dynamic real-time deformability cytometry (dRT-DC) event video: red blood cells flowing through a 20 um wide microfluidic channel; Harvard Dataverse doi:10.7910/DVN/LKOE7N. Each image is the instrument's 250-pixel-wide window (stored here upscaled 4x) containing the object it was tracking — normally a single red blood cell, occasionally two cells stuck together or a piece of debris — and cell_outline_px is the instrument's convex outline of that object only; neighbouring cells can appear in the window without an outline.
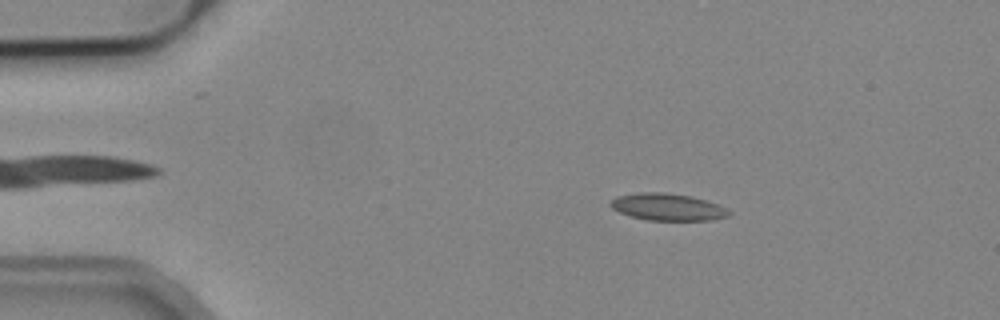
{"species": "common noctule bat (a hibernating species)", "species_latin": "Nyctalus noctula", "temperature_condition": "cold", "stored_images_in_passage": 53, "camera_frame_rate_fps": 3000, "um_per_image_px": 0.085, "animal": {"sex": "male", "body_mass_g": 19.2, "forearm_length_mm": 51.8}, "frame": {"image": 1, "passage_image": 9, "time_ms": 2.667, "image_size_px": [1000, 320], "cell_outline_px": [[732, 212], [728, 216], [712, 220], [648, 220], [632, 216], [620, 212], [612, 208], [608, 204], [616, 196], [640, 192], [664, 192], [692, 196], [716, 204]], "centroid_in_image_um": [56.72, 17.59], "position_along_channel_um": 28.3, "area_um2": 18.5}}
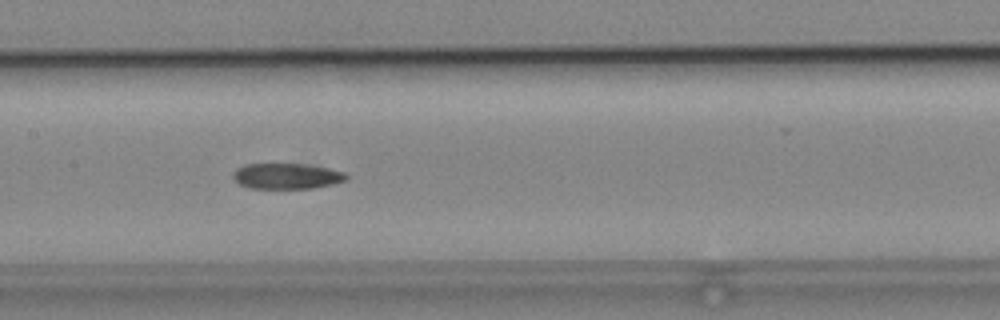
{"frame": {"image": 2, "passage_image": 26, "time_ms": 8.333, "image_size_px": [1000, 320], "cell_outline_px": [[348, 176], [344, 180], [332, 184], [312, 188], [248, 188], [240, 184], [232, 176], [232, 172], [236, 168], [244, 164], [304, 164], [328, 168], [344, 172]], "centroid_in_image_um": [24.32, 14.96], "position_along_channel_um": 183.1, "area_um2": 16.82}}
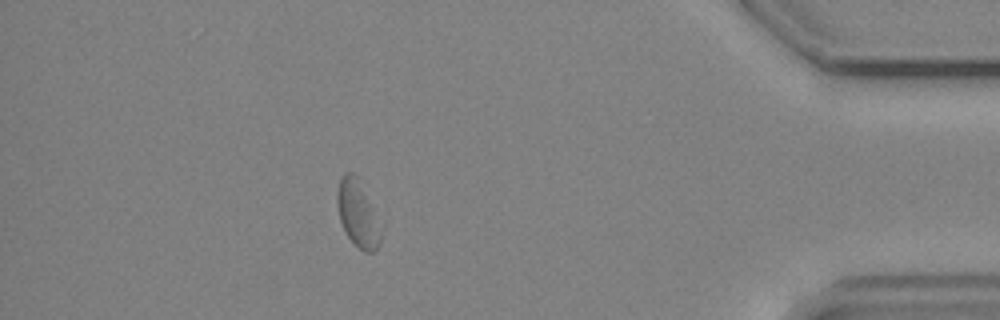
{"frame": {"image": 3, "passage_image": 47, "time_ms": 15.333, "image_size_px": [1000, 320], "cell_outline_px": [[384, 224], [380, 244], [372, 252], [364, 252], [348, 236], [340, 220], [336, 204], [336, 192], [340, 180], [344, 172], [352, 172], [360, 176]], "centroid_in_image_um": [30.48, 18.09], "position_along_channel_um": 404.7, "area_um2": 18.03}, "authors_computed_cell_mechanics": {"area_um2": 17.9758, "velocity_mm_per_s": 3.8308, "shape_relaxation_time_tau1_ms": null, "shape_relaxation_time_tau2_ms": 3.7815, "deformation_change_tau1": null, "deformation_change_tau2": 0.077}}